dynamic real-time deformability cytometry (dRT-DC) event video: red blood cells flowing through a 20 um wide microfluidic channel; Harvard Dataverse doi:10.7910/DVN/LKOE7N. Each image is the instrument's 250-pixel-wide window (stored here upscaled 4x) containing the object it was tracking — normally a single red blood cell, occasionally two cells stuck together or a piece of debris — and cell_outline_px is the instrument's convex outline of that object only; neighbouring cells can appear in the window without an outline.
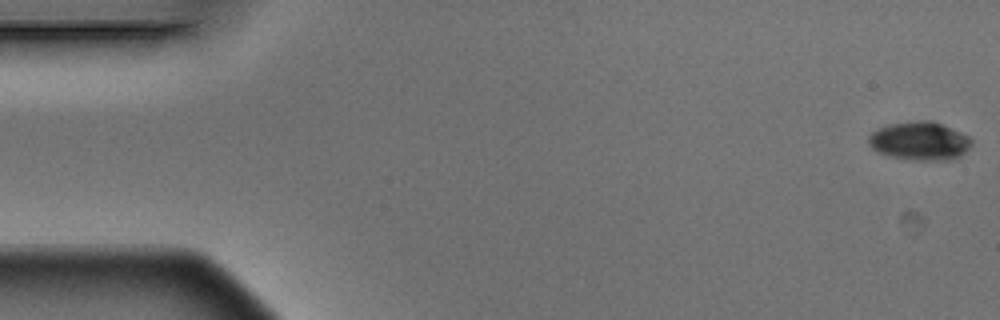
{"species": "Egyptian fruit bat (a non-hibernating species)", "species_latin": "Rousettus aegyptiacus", "temperature_condition": "warm", "stored_images_in_passage": 6, "segment_of_instrument_passage": [1, 2], "camera_frame_rate_fps": 3000, "um_per_image_px": 0.085, "animal": {"sex": "male"}, "frame": {"image": 1, "passage_image": 1, "time_ms": 0.0, "image_size_px": [1000, 320], "cell_outline_px": [[972, 144], [960, 156], [952, 160], [912, 160], [892, 156], [880, 152], [872, 148], [868, 144], [868, 136], [872, 132], [880, 128], [892, 124], [916, 120], [932, 120], [960, 132], [968, 136], [972, 140]], "centroid_in_image_um": [78.19, 11.98], "position_along_channel_um": 6.8, "area_um2": 22.89}}
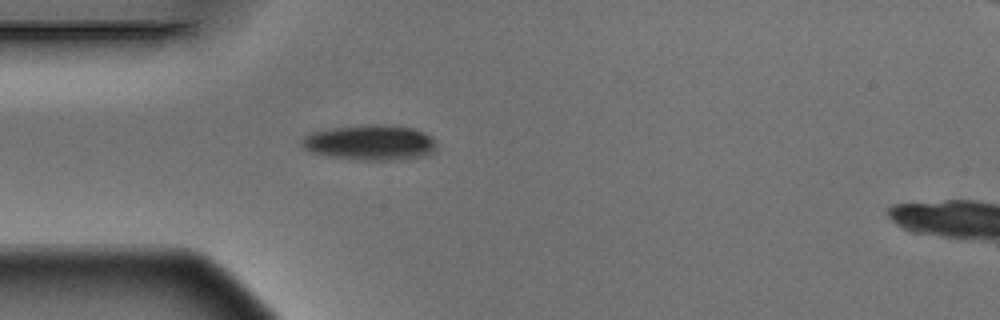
{"frame": {"image": 2, "passage_image": 5, "time_ms": 1.333, "image_size_px": [1000, 320], "cell_outline_px": [[436, 148], [428, 156], [400, 160], [364, 160], [332, 156], [312, 152], [304, 148], [300, 144], [300, 140], [304, 136], [312, 132], [324, 128], [364, 124], [380, 124], [412, 128], [424, 132], [432, 136], [436, 140]], "centroid_in_image_um": [31.48, 12.1], "position_along_channel_um": 53.5, "area_um2": 28.15}}